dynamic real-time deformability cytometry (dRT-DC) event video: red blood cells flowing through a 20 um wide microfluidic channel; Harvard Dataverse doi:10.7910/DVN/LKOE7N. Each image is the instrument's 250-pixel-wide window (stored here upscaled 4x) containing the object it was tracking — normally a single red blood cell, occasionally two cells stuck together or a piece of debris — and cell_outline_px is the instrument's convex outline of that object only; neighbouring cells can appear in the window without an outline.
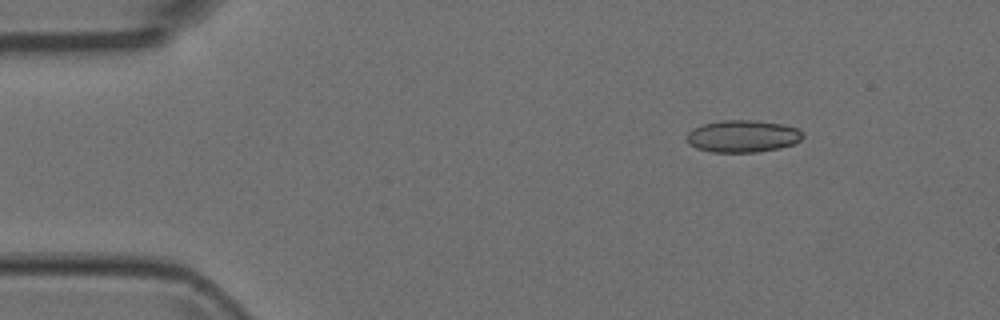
{"species": "Egyptian fruit bat (a non-hibernating species)", "species_latin": "Rousettus aegyptiacus", "temperature_condition": "room temperature", "stored_images_in_passage": 4, "camera_frame_rate_fps": 3000, "um_per_image_px": 0.085, "animal": {"sex": "female"}, "frame": {"image": 1, "passage_image": 2, "time_ms": 0.333, "image_size_px": [1000, 320], "cell_outline_px": [[804, 136], [800, 140], [792, 144], [780, 148], [756, 152], [712, 152], [696, 148], [688, 144], [684, 136], [692, 128], [704, 124], [720, 120], [756, 120], [784, 124], [796, 128]], "centroid_in_image_um": [63.08, 11.57], "position_along_channel_um": 21.9, "area_um2": 21.91}}